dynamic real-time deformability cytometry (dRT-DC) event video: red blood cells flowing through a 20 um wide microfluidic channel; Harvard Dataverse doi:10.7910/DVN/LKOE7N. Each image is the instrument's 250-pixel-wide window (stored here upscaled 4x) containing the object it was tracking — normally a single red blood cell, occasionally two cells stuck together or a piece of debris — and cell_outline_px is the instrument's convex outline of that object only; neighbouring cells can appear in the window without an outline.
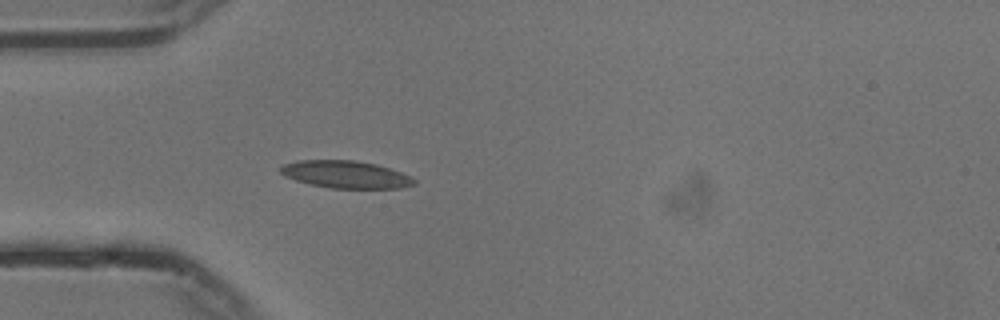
{"species": "common noctule bat (a hibernating species)", "species_latin": "Nyctalus noctula", "temperature_condition": "cold", "stored_images_in_passage": 40, "camera_frame_rate_fps": 3000, "um_per_image_px": 0.085, "animal": {"sex": "male", "body_mass_g": 13.3}, "frame": {"image": 1, "passage_image": 1, "time_ms": 0.0, "image_size_px": [1000, 320], "cell_outline_px": [[416, 184], [400, 188], [332, 188], [312, 184], [296, 180], [284, 176], [280, 172], [280, 168], [284, 164], [296, 160], [352, 160], [376, 164], [400, 172], [416, 180]], "centroid_in_image_um": [29.37, 14.82], "position_along_channel_um": 55.6, "area_um2": 21.1}}
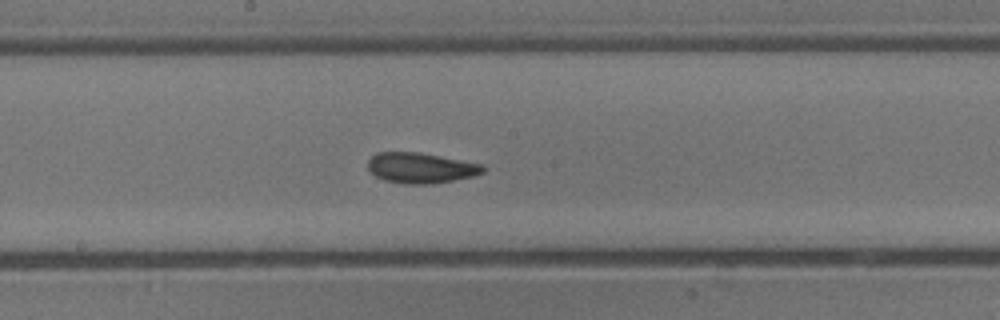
{"frame": {"image": 2, "passage_image": 14, "time_ms": 4.333, "image_size_px": [1000, 320], "cell_outline_px": [[484, 172], [472, 176], [452, 180], [428, 184], [404, 184], [384, 180], [368, 172], [368, 160], [376, 152], [420, 152], [484, 164]], "centroid_in_image_um": [35.73, 14.26], "position_along_channel_um": 212.5, "area_um2": 20.52}}
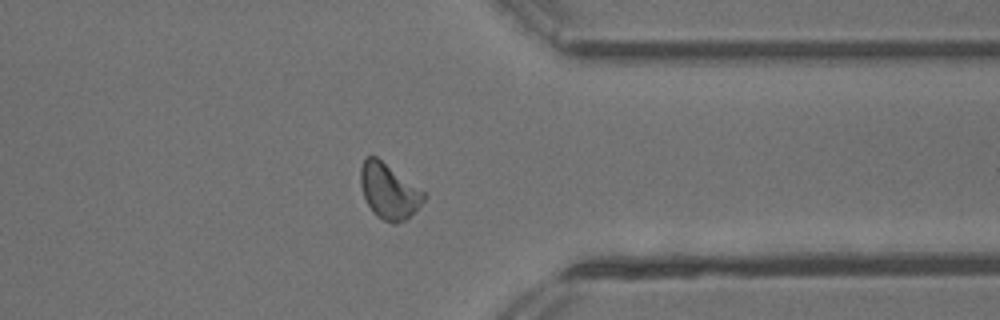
{"frame": {"image": 3, "passage_image": 28, "time_ms": 9.0, "image_size_px": [1000, 320], "cell_outline_px": [[428, 196], [404, 220], [396, 224], [392, 224], [376, 216], [372, 212], [364, 196], [360, 184], [360, 168], [364, 156], [376, 156], [424, 192]], "centroid_in_image_um": [33.01, 16.24], "position_along_channel_um": 378.4, "area_um2": 20.11}, "authors_computed_cell_mechanics": {"area_um2": 19.8832, "velocity_mm_per_s": 3.7248, "shape_relaxation_time_tau1_ms": 4.2266, "shape_relaxation_time_tau2_ms": 2.6421, "deformation_change_tau1": 0.1359, "deformation_change_tau2": 0.0991}}